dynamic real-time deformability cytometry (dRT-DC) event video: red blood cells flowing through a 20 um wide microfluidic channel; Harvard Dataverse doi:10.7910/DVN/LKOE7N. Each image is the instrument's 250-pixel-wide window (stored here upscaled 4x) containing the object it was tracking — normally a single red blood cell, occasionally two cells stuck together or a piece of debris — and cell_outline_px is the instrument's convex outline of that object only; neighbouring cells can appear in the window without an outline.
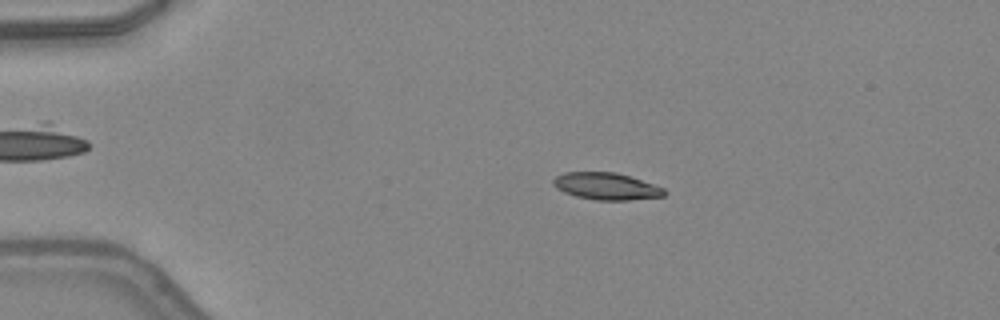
{"species": "common noctule bat (a hibernating species)", "species_latin": "Nyctalus noctula", "temperature_condition": "warm", "stored_images_in_passage": 48, "camera_frame_rate_fps": 3000, "um_per_image_px": 0.085, "animal": {"sex": "female", "body_mass_g": 24.6, "forearm_length_mm": 56.2}, "frame": {"image": 1, "passage_image": 10, "time_ms": 3.0, "image_size_px": [1000, 320], "cell_outline_px": [[668, 192], [664, 196], [628, 200], [596, 200], [576, 196], [564, 192], [556, 188], [552, 184], [552, 180], [556, 176], [564, 172], [616, 172], [664, 188]], "centroid_in_image_um": [51.51, 15.83], "position_along_channel_um": 33.5, "area_um2": 17.4}}
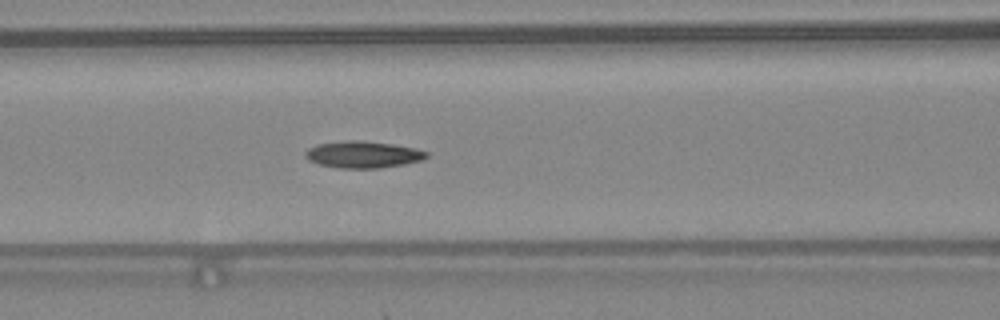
{"frame": {"image": 2, "passage_image": 21, "time_ms": 6.667, "image_size_px": [1000, 320], "cell_outline_px": [[428, 156], [424, 160], [404, 164], [380, 168], [336, 168], [316, 164], [308, 160], [304, 156], [304, 152], [308, 148], [316, 144], [348, 140], [360, 140], [392, 144], [412, 148], [428, 152]], "centroid_in_image_um": [30.8, 13.14], "position_along_channel_um": 135.8, "area_um2": 19.07}}
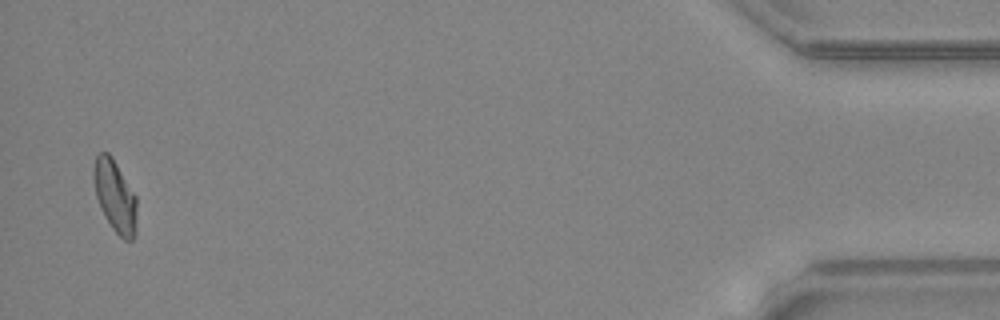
{"frame": {"image": 3, "passage_image": 47, "time_ms": 15.333, "image_size_px": [1000, 320], "cell_outline_px": [[136, 232], [132, 240], [124, 240], [112, 228], [104, 216], [96, 196], [92, 176], [92, 168], [96, 156], [100, 152], [108, 152], [112, 156], [136, 196]], "centroid_in_image_um": [9.76, 16.65], "position_along_channel_um": 425.4, "area_um2": 18.21}, "authors_computed_cell_mechanics": {"area_um2": 17.9469, "velocity_mm_per_s": 4.3181, "shape_relaxation_time_tau1_ms": 9.8376, "shape_relaxation_time_tau2_ms": 6.1329, "deformation_change_tau1": 0.2524, "deformation_change_tau2": 0.1401}}